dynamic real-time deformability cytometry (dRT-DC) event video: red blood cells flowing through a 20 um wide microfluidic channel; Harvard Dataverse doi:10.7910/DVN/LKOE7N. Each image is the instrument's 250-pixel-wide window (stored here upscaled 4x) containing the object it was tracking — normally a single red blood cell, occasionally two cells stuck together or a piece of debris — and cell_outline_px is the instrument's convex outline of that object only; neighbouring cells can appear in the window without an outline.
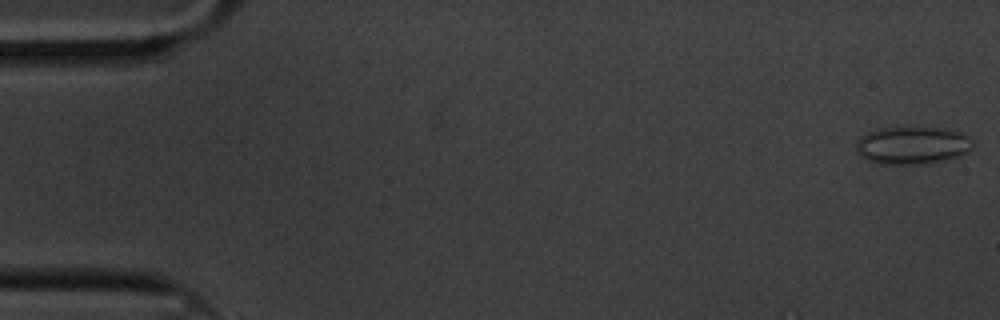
{"species": "common noctule bat (a hibernating species)", "species_latin": "Nyctalus noctula", "temperature_condition": "cold", "stored_images_in_passage": 60, "camera_frame_rate_fps": 3000, "um_per_image_px": 0.085, "animal": {"sex": "male", "body_mass_g": 20.1, "forearm_length_mm": 53.5}, "frame": {"image": 1, "passage_image": 1, "time_ms": 0.0, "image_size_px": [1000, 320], "cell_outline_px": [[972, 148], [968, 152], [960, 156], [928, 164], [880, 164], [868, 160], [860, 156], [856, 148], [856, 144], [860, 136], [868, 132], [880, 128], [940, 128], [960, 132], [968, 136], [972, 140]], "centroid_in_image_um": [77.55, 12.37], "position_along_channel_um": 7.4, "area_um2": 25.61}}
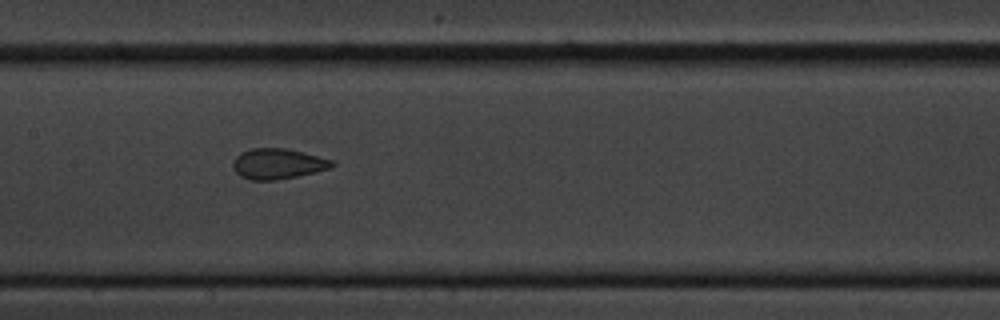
{"frame": {"image": 2, "passage_image": 29, "time_ms": 9.333, "image_size_px": [1000, 320], "cell_outline_px": [[336, 164], [328, 168], [316, 172], [276, 180], [248, 180], [240, 176], [232, 168], [232, 164], [236, 156], [240, 152], [252, 148], [288, 148], [336, 160]], "centroid_in_image_um": [23.62, 13.91], "position_along_channel_um": 183.8, "area_um2": 17.86}}
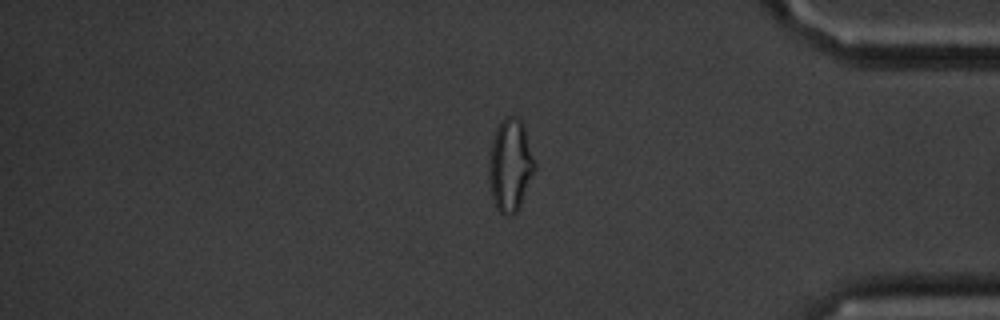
{"frame": {"image": 3, "passage_image": 50, "time_ms": 16.333, "image_size_px": [1000, 320], "cell_outline_px": [[536, 168], [520, 204], [516, 212], [512, 216], [504, 216], [496, 208], [488, 184], [488, 160], [492, 140], [496, 128], [500, 120], [504, 116], [516, 116], [520, 120], [524, 128], [536, 164]], "centroid_in_image_um": [43.34, 14.05], "position_along_channel_um": 391.9, "area_um2": 24.85}}